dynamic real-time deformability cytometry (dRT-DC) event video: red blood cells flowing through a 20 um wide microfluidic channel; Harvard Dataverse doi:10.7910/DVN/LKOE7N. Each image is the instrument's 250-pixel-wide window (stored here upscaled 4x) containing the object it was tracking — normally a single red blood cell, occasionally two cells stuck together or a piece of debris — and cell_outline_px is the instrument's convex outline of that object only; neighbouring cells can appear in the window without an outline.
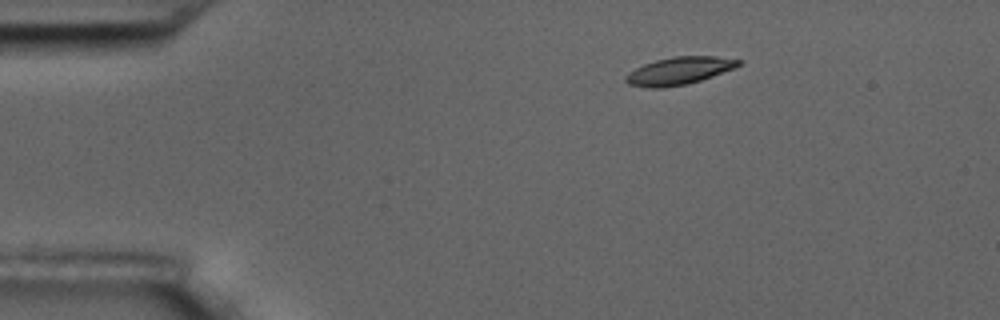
{"species": "common noctule bat (a hibernating species)", "species_latin": "Nyctalus noctula", "temperature_condition": "room temperature", "stored_images_in_passage": 3, "camera_frame_rate_fps": 3000, "um_per_image_px": 0.085, "animal": {"sex": "male", "body_mass_g": 17.5, "forearm_length_mm": 52.3}, "frame": {"image": 1, "passage_image": 3, "time_ms": 2.667, "image_size_px": [1000, 320], "cell_outline_px": [[744, 60], [736, 68], [700, 80], [684, 84], [660, 88], [648, 88], [628, 84], [624, 80], [624, 76], [628, 72], [644, 64], [656, 60], [672, 56], [716, 56]], "centroid_in_image_um": [57.72, 6.01], "position_along_channel_um": 27.3, "area_um2": 18.15}}